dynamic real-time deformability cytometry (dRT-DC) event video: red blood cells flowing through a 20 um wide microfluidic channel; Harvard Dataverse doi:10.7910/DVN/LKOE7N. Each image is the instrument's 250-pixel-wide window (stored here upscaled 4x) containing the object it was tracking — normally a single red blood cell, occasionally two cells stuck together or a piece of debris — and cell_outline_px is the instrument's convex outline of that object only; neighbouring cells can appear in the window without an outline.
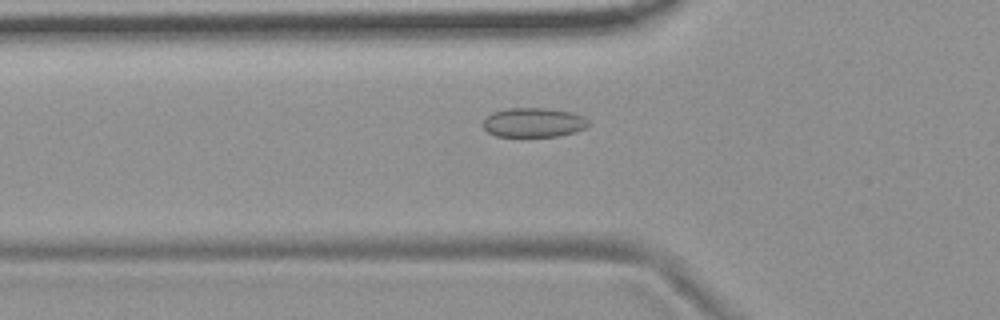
{"species": "common noctule bat (a hibernating species)", "species_latin": "Nyctalus noctula", "temperature_condition": "room temperature", "stored_images_in_passage": 48, "camera_frame_rate_fps": 3000, "um_per_image_px": 0.085, "animal": {"sex": "female", "body_mass_g": 19.9}, "frame": {"image": 1, "passage_image": 12, "time_ms": 3.667, "image_size_px": [1000, 320], "cell_outline_px": [[592, 124], [584, 128], [560, 136], [496, 136], [488, 132], [484, 128], [484, 120], [492, 112], [508, 108], [544, 108], [572, 112], [584, 116]], "centroid_in_image_um": [45.38, 10.4], "position_along_channel_um": 80.4, "area_um2": 17.98}}
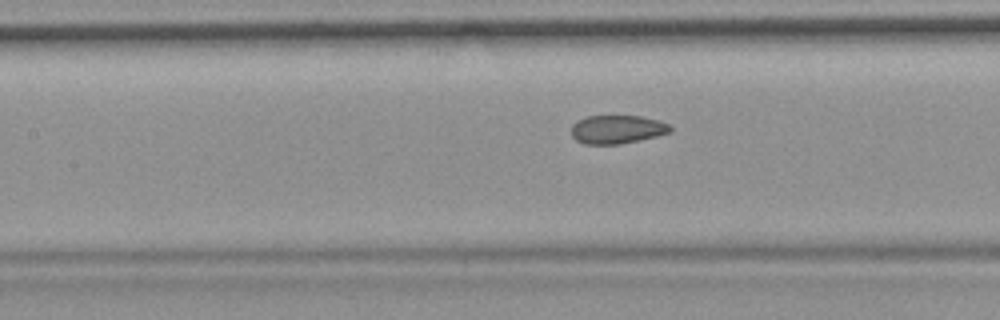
{"frame": {"image": 2, "passage_image": 18, "time_ms": 5.667, "image_size_px": [1000, 320], "cell_outline_px": [[672, 132], [640, 140], [620, 144], [584, 144], [576, 140], [572, 136], [572, 124], [588, 116], [640, 116], [660, 120], [672, 124]], "centroid_in_image_um": [52.51, 11.0], "position_along_channel_um": 154.9, "area_um2": 16.53}}
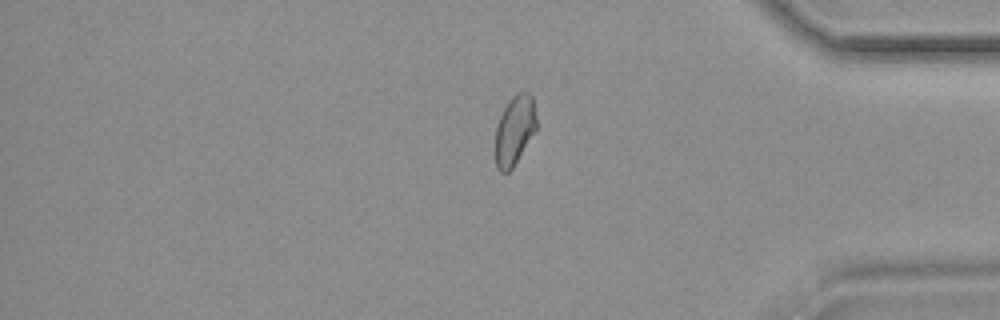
{"frame": {"image": 3, "passage_image": 39, "time_ms": 12.667, "image_size_px": [1000, 320], "cell_outline_px": [[536, 132], [512, 168], [508, 172], [500, 172], [496, 168], [496, 128], [500, 116], [508, 100], [516, 92], [528, 92], [532, 96], [536, 116]], "centroid_in_image_um": [43.75, 11.06], "position_along_channel_um": 391.4, "area_um2": 16.7}, "authors_computed_cell_mechanics": {"area_um2": 17.5423, "velocity_mm_per_s": 3.6964, "shape_relaxation_time_tau1_ms": null, "shape_relaxation_time_tau2_ms": 0.9977, "deformation_change_tau1": null, "deformation_change_tau2": 0.0434}}